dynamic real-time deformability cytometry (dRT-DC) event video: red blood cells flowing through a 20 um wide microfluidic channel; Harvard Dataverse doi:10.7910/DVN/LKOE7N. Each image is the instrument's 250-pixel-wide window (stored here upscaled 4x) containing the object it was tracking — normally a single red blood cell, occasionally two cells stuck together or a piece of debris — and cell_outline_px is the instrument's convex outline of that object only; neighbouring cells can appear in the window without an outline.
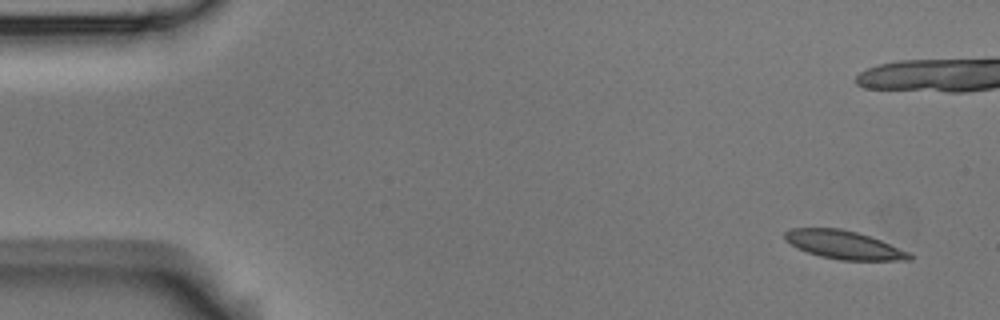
{"species": "Egyptian fruit bat (a non-hibernating species)", "species_latin": "Rousettus aegyptiacus", "temperature_condition": "room temperature", "stored_images_in_passage": 9, "camera_frame_rate_fps": 3000, "um_per_image_px": 0.085, "animal": {"sex": "male"}, "frame": {"image": 1, "passage_image": 1, "time_ms": 0.0, "image_size_px": [1000, 320], "cell_outline_px": [[912, 260], [840, 260], [820, 256], [796, 248], [784, 240], [784, 232], [792, 228], [840, 228], [856, 232], [880, 240], [908, 252], [912, 256]], "centroid_in_image_um": [71.67, 20.81], "position_along_channel_um": 13.3, "area_um2": 20.4}}
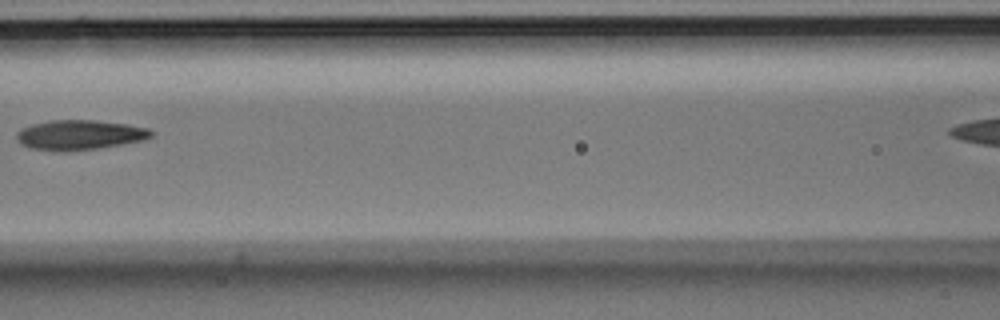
{"frame": {"image": 2, "passage_image": 8, "time_ms": 2.333, "image_size_px": [1000, 320], "cell_outline_px": [[152, 136], [140, 140], [120, 144], [96, 148], [60, 152], [32, 148], [20, 144], [16, 140], [16, 132], [20, 128], [32, 124], [52, 120], [92, 120], [128, 124], [148, 128], [152, 132]], "centroid_in_image_um": [6.69, 11.46], "position_along_channel_um": 159.9, "area_um2": 23.24}}
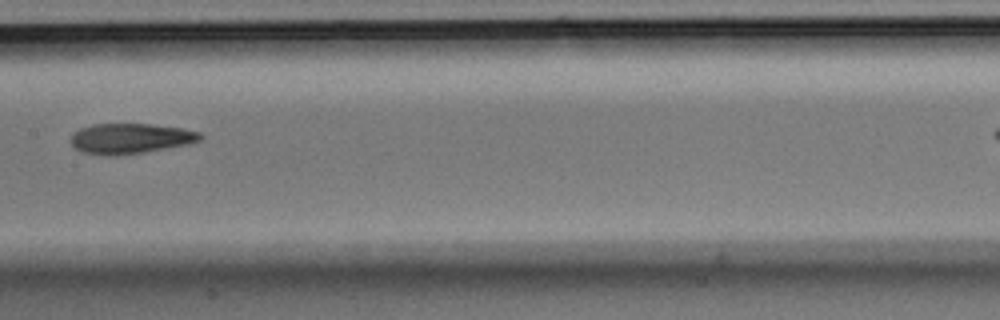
{"frame": {"image": 3, "passage_image": 9, "time_ms": 2.667, "image_size_px": [1000, 320], "cell_outline_px": [[204, 136], [200, 140], [188, 144], [144, 152], [112, 156], [108, 156], [84, 152], [76, 148], [72, 144], [72, 136], [80, 128], [92, 124], [148, 124], [180, 128], [200, 132]], "centroid_in_image_um": [11.1, 11.77], "position_along_channel_um": 196.3, "area_um2": 22.54}}